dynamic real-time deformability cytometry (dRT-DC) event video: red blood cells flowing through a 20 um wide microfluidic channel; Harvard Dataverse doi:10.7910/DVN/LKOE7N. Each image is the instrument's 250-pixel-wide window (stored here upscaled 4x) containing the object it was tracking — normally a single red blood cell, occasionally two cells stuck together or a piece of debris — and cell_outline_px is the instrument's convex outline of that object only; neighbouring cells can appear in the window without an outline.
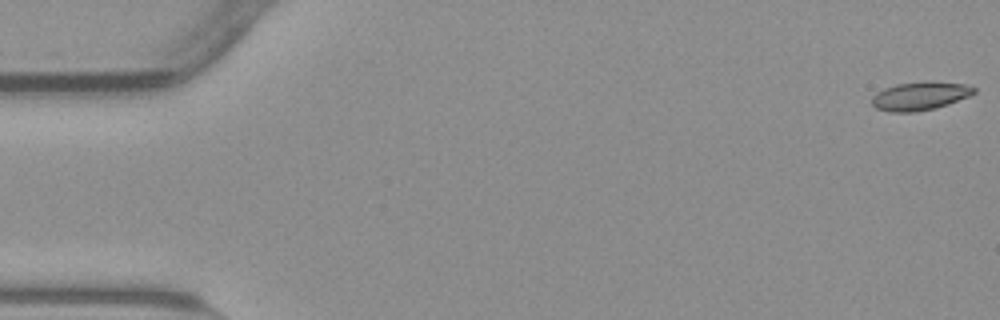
{"species": "common noctule bat (a hibernating species)", "species_latin": "Nyctalus noctula", "temperature_condition": "warm", "stored_images_in_passage": 55, "camera_frame_rate_fps": 3000, "um_per_image_px": 0.085, "animal": {"sex": "male", "body_mass_g": 23.1, "forearm_length_mm": 52.7}, "frame": {"image": 1, "passage_image": 1, "time_ms": 0.0, "image_size_px": [1000, 320], "cell_outline_px": [[976, 92], [968, 96], [948, 104], [936, 108], [916, 112], [888, 112], [876, 108], [872, 104], [872, 96], [876, 92], [884, 88], [896, 84], [928, 80], [964, 84], [976, 88]], "centroid_in_image_um": [78.18, 8.15], "position_along_channel_um": 6.8, "area_um2": 17.11}}
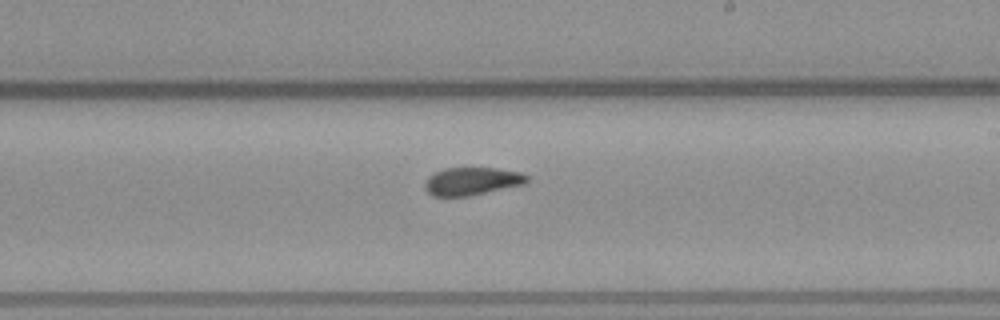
{"frame": {"image": 2, "passage_image": 32, "time_ms": 10.333, "image_size_px": [1000, 320], "cell_outline_px": [[528, 180], [524, 184], [468, 196], [432, 196], [424, 188], [424, 184], [428, 176], [444, 168], [496, 168], [520, 172], [528, 176]], "centroid_in_image_um": [40.09, 15.4], "position_along_channel_um": 248.9, "area_um2": 16.47}}
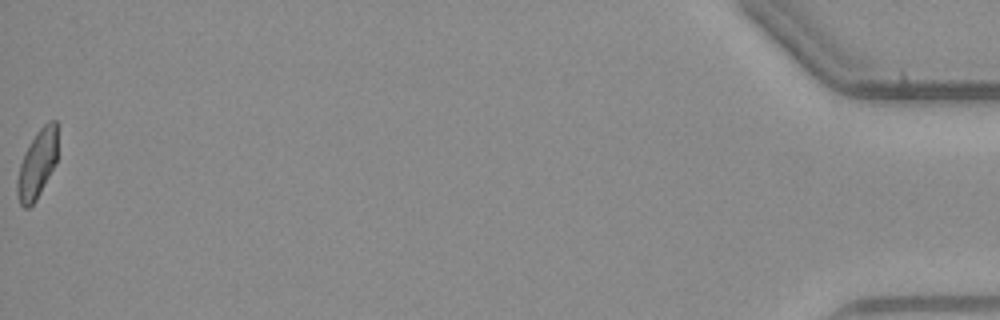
{"frame": {"image": 3, "passage_image": 55, "time_ms": 18.0, "image_size_px": [1000, 320], "cell_outline_px": [[56, 164], [36, 200], [28, 208], [24, 208], [20, 204], [16, 196], [16, 180], [20, 164], [24, 152], [36, 132], [48, 120], [56, 120]], "centroid_in_image_um": [3.13, 13.97], "position_along_channel_um": 432.1, "area_um2": 16.13}, "authors_computed_cell_mechanics": {"area_um2": 17.1088, "velocity_mm_per_s": 3.81, "shape_relaxation_time_tau1_ms": null, "shape_relaxation_time_tau2_ms": 1.6388, "deformation_change_tau1": null, "deformation_change_tau2": 0.0633}}